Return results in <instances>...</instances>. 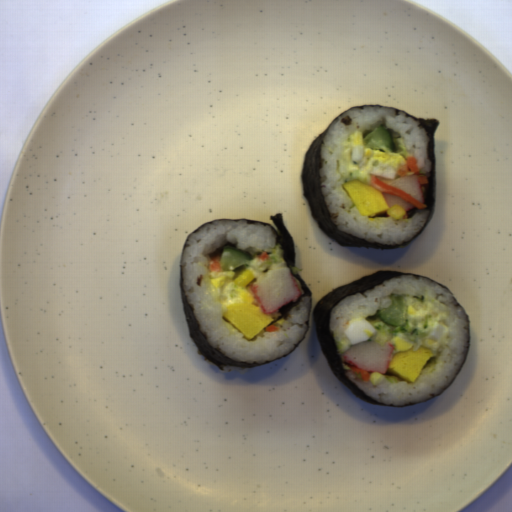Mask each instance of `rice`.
<instances>
[{"instance_id": "obj_4", "label": "rice", "mask_w": 512, "mask_h": 512, "mask_svg": "<svg viewBox=\"0 0 512 512\" xmlns=\"http://www.w3.org/2000/svg\"><path fill=\"white\" fill-rule=\"evenodd\" d=\"M420 185V188H421V192H422V195L424 197V200L428 194V190H427V186L426 184H419Z\"/></svg>"}, {"instance_id": "obj_1", "label": "rice", "mask_w": 512, "mask_h": 512, "mask_svg": "<svg viewBox=\"0 0 512 512\" xmlns=\"http://www.w3.org/2000/svg\"><path fill=\"white\" fill-rule=\"evenodd\" d=\"M401 296L406 316L396 328L376 316L390 306L388 295ZM366 319L375 329L367 341L394 345L399 337L412 343L413 350L428 347L434 354L415 383L396 378L389 372L377 385L363 381L344 362L343 353L353 346L343 331L353 319ZM330 331L345 374L351 382L375 402L403 407L441 395L460 373L468 355L470 319L454 294L426 276L404 274L389 279L364 293L342 299L330 311Z\"/></svg>"}, {"instance_id": "obj_5", "label": "rice", "mask_w": 512, "mask_h": 512, "mask_svg": "<svg viewBox=\"0 0 512 512\" xmlns=\"http://www.w3.org/2000/svg\"><path fill=\"white\" fill-rule=\"evenodd\" d=\"M292 277H293V279L296 281V283H297V285H298V287H299V289H300V291H301V294H300V295H304V290H303V288H302V284H301L300 280H299L298 278H296L295 276H292Z\"/></svg>"}, {"instance_id": "obj_3", "label": "rice", "mask_w": 512, "mask_h": 512, "mask_svg": "<svg viewBox=\"0 0 512 512\" xmlns=\"http://www.w3.org/2000/svg\"><path fill=\"white\" fill-rule=\"evenodd\" d=\"M380 123L394 140L396 152L388 153L386 147L377 151L363 147L365 136ZM420 124L404 112L378 106L353 107L334 120L320 144L318 176L323 202L339 232L371 243L399 246L424 228L431 212L425 207L406 211L400 219L387 213L369 218L361 215L343 188L351 180L372 185V176L382 182L400 179L398 171L409 156L415 158L419 174L428 180L433 169L430 136Z\"/></svg>"}, {"instance_id": "obj_2", "label": "rice", "mask_w": 512, "mask_h": 512, "mask_svg": "<svg viewBox=\"0 0 512 512\" xmlns=\"http://www.w3.org/2000/svg\"><path fill=\"white\" fill-rule=\"evenodd\" d=\"M224 246L249 255L245 268L254 271V282L274 269L289 268L273 226L243 219L214 221L197 229L185 241L180 263L182 288L199 331L211 347L235 363L262 364L288 355L309 330V295L270 323L279 330L264 327L248 340L223 316L229 306L242 301L234 283L237 270L209 269L211 258Z\"/></svg>"}]
</instances>
